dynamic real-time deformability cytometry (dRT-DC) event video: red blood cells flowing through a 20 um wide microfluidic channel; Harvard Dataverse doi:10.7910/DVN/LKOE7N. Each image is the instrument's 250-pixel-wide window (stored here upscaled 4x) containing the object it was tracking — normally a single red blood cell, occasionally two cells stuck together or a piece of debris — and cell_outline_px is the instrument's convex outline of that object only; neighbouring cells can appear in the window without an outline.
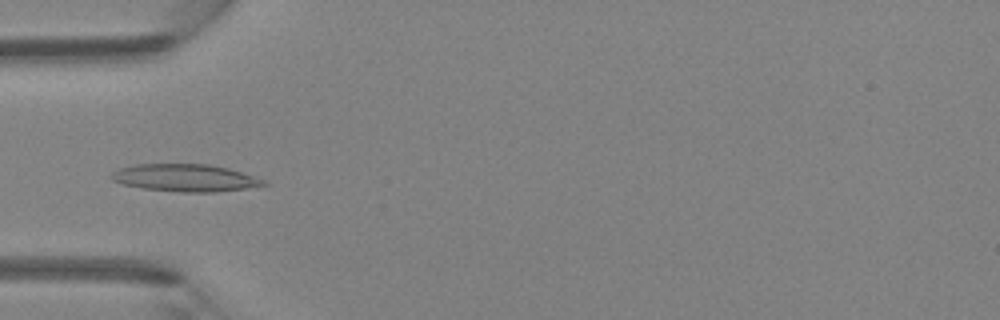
{"species": "Egyptian fruit bat (a non-hibernating species)", "species_latin": "Rousettus aegyptiacus", "temperature_condition": "room temperature", "stored_images_in_passage": 46, "camera_frame_rate_fps": 3000, "um_per_image_px": 0.085, "animal": {"sex": "female"}, "frame": {"image": 1, "passage_image": 15, "time_ms": 4.667, "image_size_px": [1000, 320], "cell_outline_px": [[268, 184], [244, 188], [216, 192], [180, 192], [144, 188], [124, 184], [112, 180], [108, 176], [116, 168], [136, 164], [208, 164], [228, 168], [264, 180]], "centroid_in_image_um": [15.66, 15.11], "position_along_channel_um": 69.3, "area_um2": 24.1}}
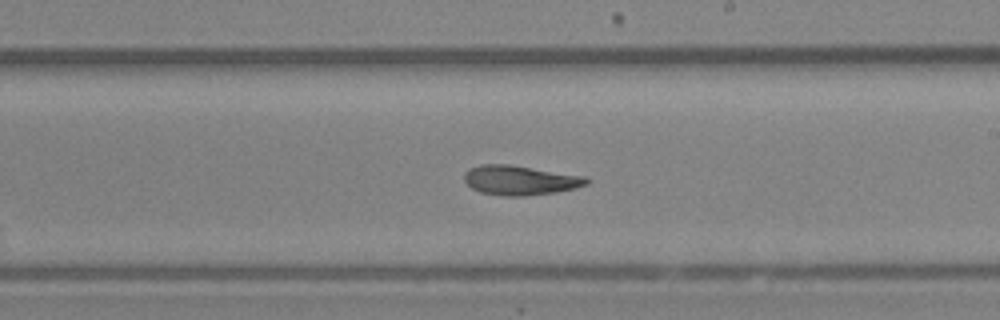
{"frame": {"image": 2, "passage_image": 27, "time_ms": 8.667, "image_size_px": [1000, 320], "cell_outline_px": [[592, 180], [588, 184], [576, 188], [556, 192], [524, 196], [504, 196], [480, 192], [472, 188], [464, 180], [464, 172], [468, 168], [484, 164], [508, 164], [588, 176]], "centroid_in_image_um": [44.25, 15.31], "position_along_channel_um": 244.7, "area_um2": 21.33}}
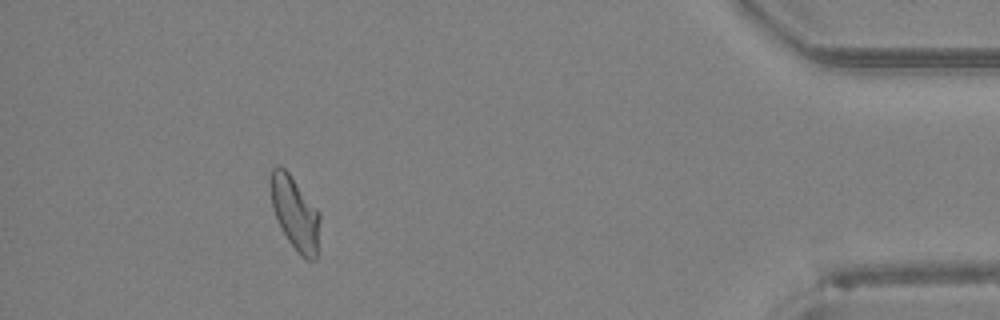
{"frame": {"image": 3, "passage_image": 42, "time_ms": 13.667, "image_size_px": [1000, 320], "cell_outline_px": [[320, 220], [316, 256], [312, 260], [308, 260], [300, 256], [288, 240], [272, 208], [268, 180], [272, 168], [276, 164], [284, 168], [288, 172], [320, 212]], "centroid_in_image_um": [25.05, 18.07], "position_along_channel_um": 410.2, "area_um2": 21.04}}